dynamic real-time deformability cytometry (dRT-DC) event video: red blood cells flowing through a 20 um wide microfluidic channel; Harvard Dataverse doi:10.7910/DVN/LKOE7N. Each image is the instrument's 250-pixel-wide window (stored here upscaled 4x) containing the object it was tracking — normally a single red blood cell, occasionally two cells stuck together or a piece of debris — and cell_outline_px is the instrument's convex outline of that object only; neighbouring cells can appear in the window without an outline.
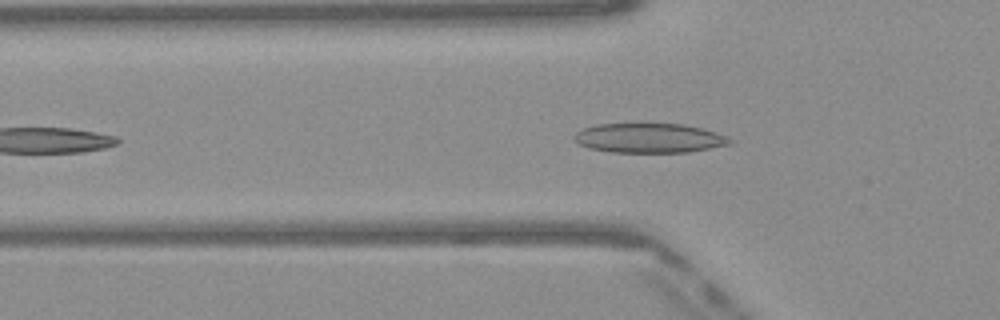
{"species": "Egyptian fruit bat (a non-hibernating species)", "species_latin": "Rousettus aegyptiacus", "temperature_condition": "warm", "stored_images_in_passage": 33, "camera_frame_rate_fps": 3000, "um_per_image_px": 0.085, "frame": {"image": 1, "passage_image": 3, "time_ms": 0.667, "image_size_px": [1000, 320], "cell_outline_px": [[736, 140], [732, 144], [688, 152], [608, 152], [588, 148], [580, 144], [572, 136], [576, 132], [584, 128], [596, 124], [640, 120], [644, 120], [684, 124], [700, 128], [728, 136]], "centroid_in_image_um": [55.17, 11.68], "position_along_channel_um": 70.6, "area_um2": 28.15}}
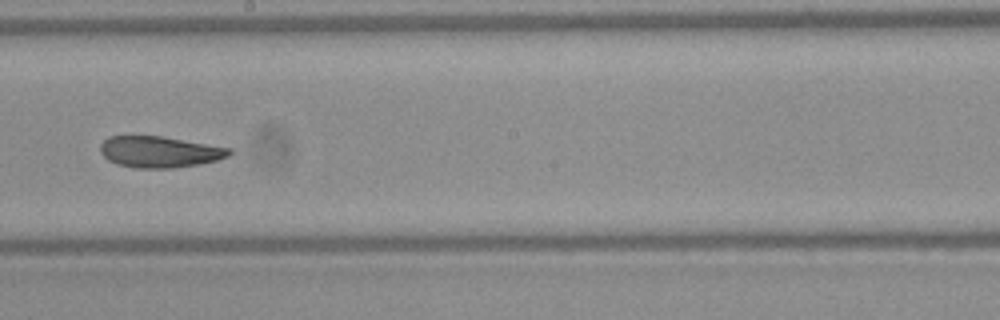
{"frame": {"image": 2, "passage_image": 15, "time_ms": 4.667, "image_size_px": [1000, 320], "cell_outline_px": [[232, 152], [228, 156], [216, 160], [196, 164], [172, 168], [136, 168], [116, 164], [108, 160], [100, 152], [100, 144], [108, 136], [160, 136], [232, 148]], "centroid_in_image_um": [13.53, 12.9], "position_along_channel_um": 234.7, "area_um2": 23.35}}
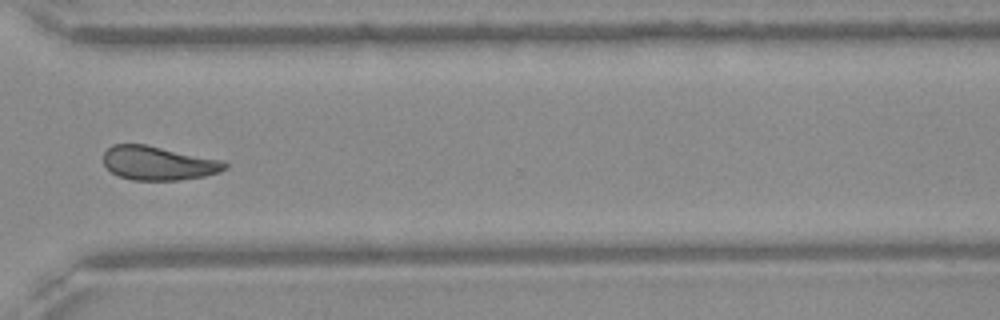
{"frame": {"image": 3, "passage_image": 24, "time_ms": 7.667, "image_size_px": [1000, 320], "cell_outline_px": [[228, 168], [220, 172], [204, 176], [180, 180], [132, 180], [120, 176], [112, 172], [104, 164], [104, 152], [112, 144], [144, 144], [224, 160], [228, 164]], "centroid_in_image_um": [13.5, 13.87], "position_along_channel_um": 357.1, "area_um2": 24.04}, "authors_computed_cell_mechanics": {"area_um2": 24.0448, "velocity_mm_per_s": 4.0754, "shape_relaxation_time_tau1_ms": null, "shape_relaxation_time_tau2_ms": 2.942, "deformation_change_tau1": null, "deformation_change_tau2": 0.1004}}